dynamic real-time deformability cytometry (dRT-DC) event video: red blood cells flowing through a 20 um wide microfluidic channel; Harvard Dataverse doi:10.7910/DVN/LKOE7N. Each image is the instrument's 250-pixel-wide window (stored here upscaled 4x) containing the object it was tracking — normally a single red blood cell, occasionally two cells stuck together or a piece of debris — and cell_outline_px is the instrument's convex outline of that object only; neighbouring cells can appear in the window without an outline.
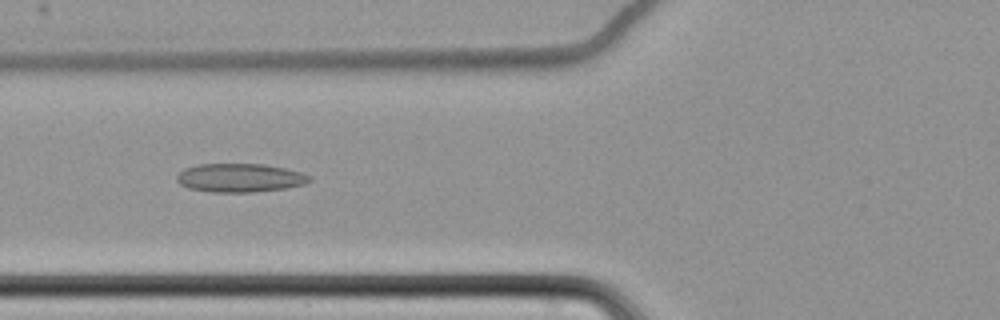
{"species": "common noctule bat (a hibernating species)", "species_latin": "Nyctalus noctula", "temperature_condition": "cold", "stored_images_in_passage": 63, "camera_frame_rate_fps": 3000, "um_per_image_px": 0.085, "animal": {"sex": "female", "body_mass_g": 22.7, "forearm_length_mm": 54.2}, "frame": {"image": 1, "passage_image": 27, "time_ms": 8.667, "image_size_px": [1000, 320], "cell_outline_px": [[312, 180], [304, 184], [284, 188], [252, 192], [212, 192], [188, 188], [180, 184], [176, 180], [176, 176], [184, 168], [196, 164], [264, 164], [284, 168], [300, 172], [312, 176]], "centroid_in_image_um": [20.37, 15.11], "position_along_channel_um": 105.4, "area_um2": 22.14}}
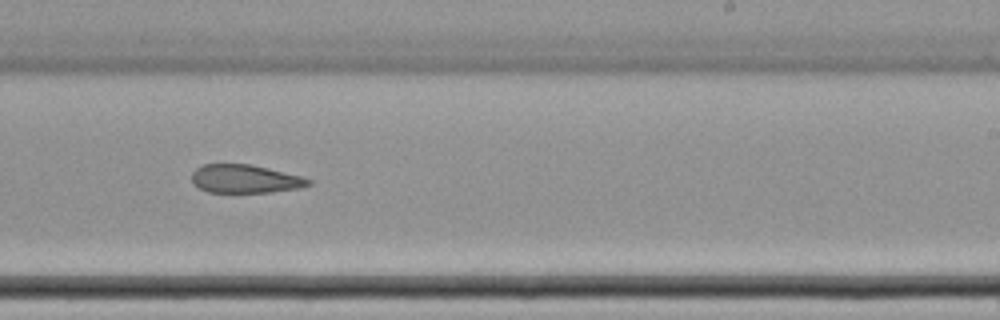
{"frame": {"image": 2, "passage_image": 41, "time_ms": 13.333, "image_size_px": [1000, 320], "cell_outline_px": [[312, 184], [300, 188], [272, 192], [208, 192], [192, 184], [192, 172], [200, 164], [252, 164], [304, 176], [312, 180]], "centroid_in_image_um": [20.86, 15.19], "position_along_channel_um": 268.1, "area_um2": 19.59}}
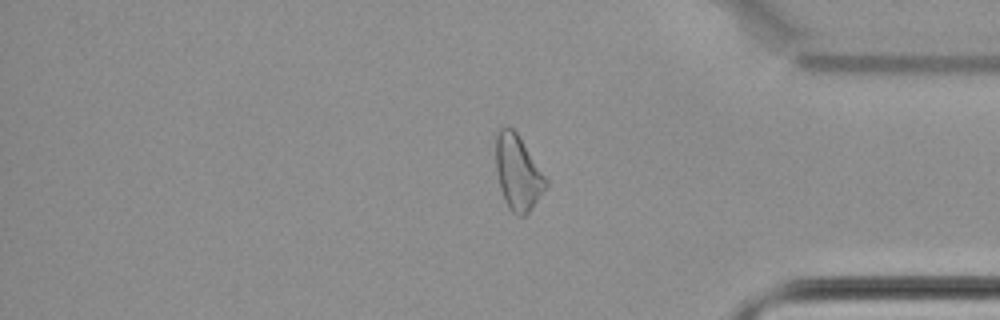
{"frame": {"image": 3, "passage_image": 53, "time_ms": 17.333, "image_size_px": [1000, 320], "cell_outline_px": [[548, 184], [528, 212], [524, 216], [516, 216], [508, 208], [504, 200], [500, 188], [496, 172], [496, 136], [500, 128], [512, 128], [516, 132], [548, 180]], "centroid_in_image_um": [44.0, 14.7], "position_along_channel_um": 391.2, "area_um2": 21.5}, "authors_computed_cell_mechanics": {"area_um2": 23.1778, "velocity_mm_per_s": 3.4934, "shape_relaxation_time_tau1_ms": null, "shape_relaxation_time_tau2_ms": 6.9059, "deformation_change_tau1": null, "deformation_change_tau2": 0.1336}}